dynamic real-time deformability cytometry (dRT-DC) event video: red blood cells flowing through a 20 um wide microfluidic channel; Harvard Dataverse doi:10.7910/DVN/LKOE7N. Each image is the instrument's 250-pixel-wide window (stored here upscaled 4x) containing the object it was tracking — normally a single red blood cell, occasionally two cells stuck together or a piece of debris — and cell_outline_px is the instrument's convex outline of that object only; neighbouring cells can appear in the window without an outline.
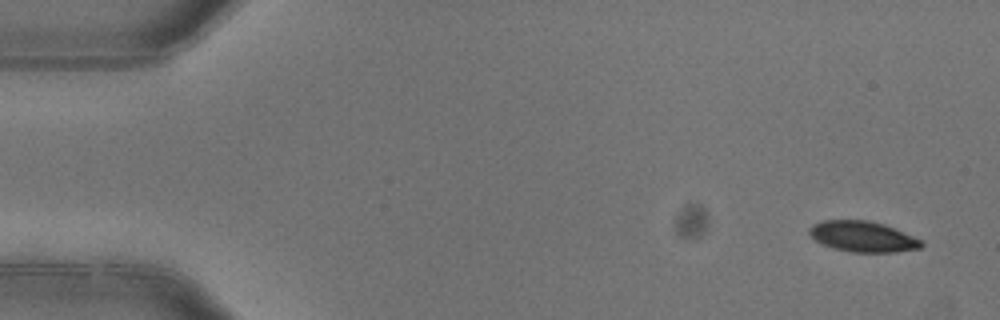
{"species": "common noctule bat (a hibernating species)", "species_latin": "Nyctalus noctula", "temperature_condition": "warm", "stored_images_in_passage": 8, "camera_frame_rate_fps": 3000, "um_per_image_px": 0.085, "animal": {"sex": "female"}, "frame": {"image": 1, "passage_image": 1, "time_ms": 0.0, "image_size_px": [1000, 320], "cell_outline_px": [[924, 244], [920, 248], [896, 252], [852, 252], [836, 248], [824, 244], [816, 240], [808, 232], [808, 228], [812, 224], [824, 220], [868, 220], [884, 224], [924, 240]], "centroid_in_image_um": [73.37, 20.1], "position_along_channel_um": 11.6, "area_um2": 20.0}}
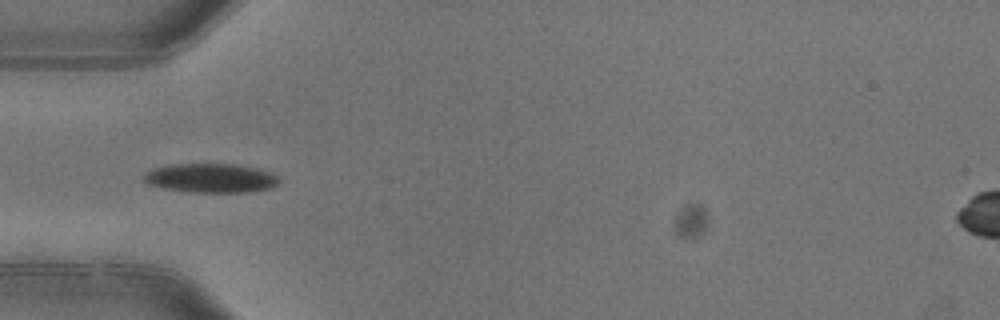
{"frame": {"image": 2, "passage_image": 5, "time_ms": 1.333, "image_size_px": [1000, 320], "cell_outline_px": [[280, 180], [276, 184], [268, 188], [248, 192], [188, 192], [164, 188], [148, 184], [144, 180], [144, 176], [152, 168], [168, 164], [240, 164], [272, 172], [280, 176]], "centroid_in_image_um": [17.94, 15.12], "position_along_channel_um": 67.1, "area_um2": 23.06}}